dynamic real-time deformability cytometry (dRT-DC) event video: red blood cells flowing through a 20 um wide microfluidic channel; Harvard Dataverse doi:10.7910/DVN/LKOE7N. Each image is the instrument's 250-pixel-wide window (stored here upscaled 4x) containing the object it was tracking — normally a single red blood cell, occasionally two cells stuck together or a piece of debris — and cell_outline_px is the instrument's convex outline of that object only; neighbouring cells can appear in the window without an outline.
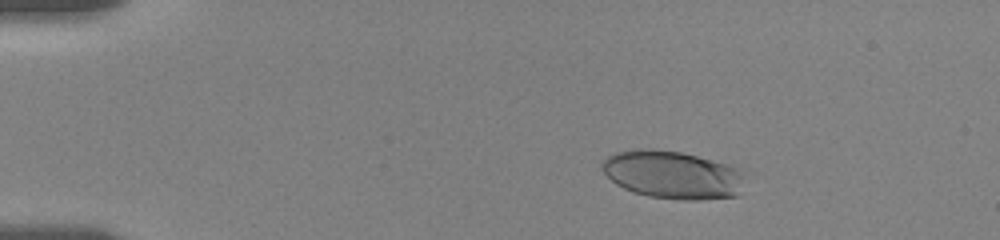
{"species": "human", "species_latin": "Homo sapiens", "temperature_condition": "room temperature", "stored_images_in_passage": 7, "camera_frame_rate_fps": 3000, "um_per_image_px": 0.085, "donor": {"sex": "female"}, "frame": {"image": 1, "passage_image": 5, "time_ms": 2.667, "image_size_px": [1000, 240], "cell_outline_px": [[740, 172], [736, 196], [696, 200], [680, 200], [648, 196], [632, 192], [616, 184], [600, 168], [600, 164], [608, 156], [616, 152], [640, 148], [652, 148], [680, 152], [712, 160], [724, 164]], "centroid_in_image_um": [57.02, 14.85], "position_along_channel_um": 28.0, "area_um2": 39.07}}